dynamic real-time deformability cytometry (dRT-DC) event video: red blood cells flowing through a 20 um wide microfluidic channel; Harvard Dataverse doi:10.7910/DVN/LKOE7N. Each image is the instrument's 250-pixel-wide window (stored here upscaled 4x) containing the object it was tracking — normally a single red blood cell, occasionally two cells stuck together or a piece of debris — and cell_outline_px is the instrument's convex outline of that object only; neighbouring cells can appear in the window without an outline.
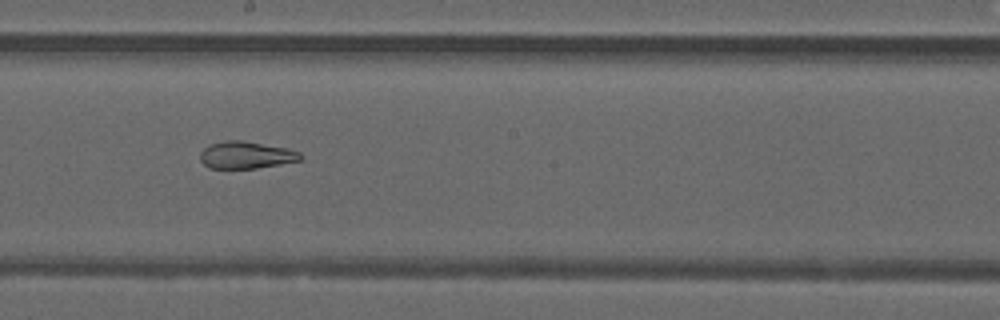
{"species": "common noctule bat (a hibernating species)", "species_latin": "Nyctalus noctula", "temperature_condition": "warm", "stored_images_in_passage": 49, "camera_frame_rate_fps": 3000, "um_per_image_px": 0.085, "animal": {"sex": "male", "forearm_length_mm": 52.5}, "frame": {"image": 1, "passage_image": 28, "time_ms": 9.0, "image_size_px": [1000, 320], "cell_outline_px": [[304, 156], [300, 160], [280, 164], [256, 168], [208, 168], [200, 160], [200, 152], [208, 144], [224, 140], [240, 140], [288, 148], [300, 152]], "centroid_in_image_um": [20.9, 13.17], "position_along_channel_um": 227.3, "area_um2": 15.95}, "authors_computed_cell_mechanics": {"area_um2": 20.9236, "velocity_mm_per_s": 4.2184, "shape_relaxation_time_tau1_ms": null, "shape_relaxation_time_tau2_ms": 1.5531, "deformation_change_tau1": null, "deformation_change_tau2": 0.0766}}